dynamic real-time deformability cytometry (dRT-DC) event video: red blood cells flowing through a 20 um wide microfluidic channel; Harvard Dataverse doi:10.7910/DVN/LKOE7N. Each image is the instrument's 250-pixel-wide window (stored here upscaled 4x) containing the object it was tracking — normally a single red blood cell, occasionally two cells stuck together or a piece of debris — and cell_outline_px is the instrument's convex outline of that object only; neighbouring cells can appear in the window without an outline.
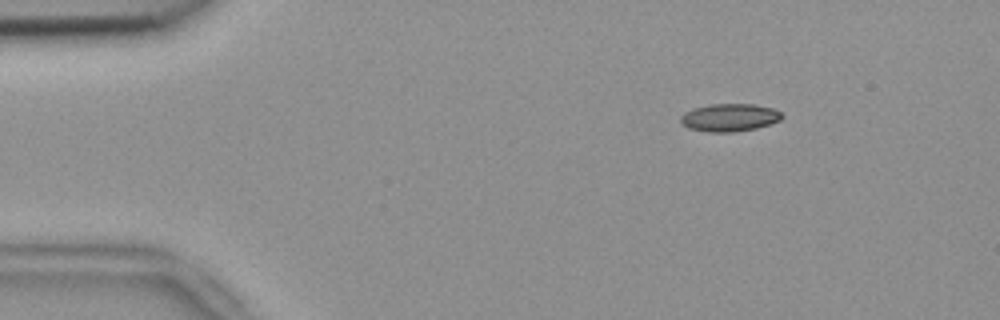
{"species": "common noctule bat (a hibernating species)", "species_latin": "Nyctalus noctula", "temperature_condition": "room temperature", "stored_images_in_passage": 54, "camera_frame_rate_fps": 3000, "um_per_image_px": 0.085, "animal": {"sex": "female", "body_mass_g": 18.4}, "frame": {"image": 1, "passage_image": 8, "time_ms": 2.333, "image_size_px": [1000, 320], "cell_outline_px": [[784, 116], [780, 120], [756, 128], [736, 132], [708, 132], [688, 128], [680, 124], [680, 116], [684, 112], [692, 108], [708, 104], [752, 104], [772, 108], [780, 112]], "centroid_in_image_um": [61.95, 9.99], "position_along_channel_um": 23.0, "area_um2": 16.53}}
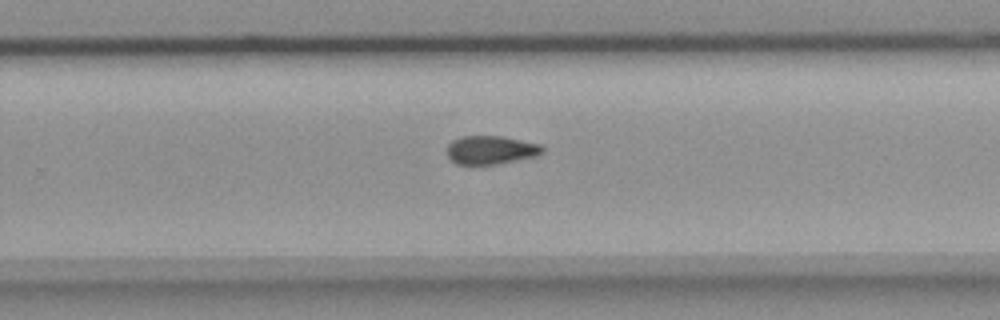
{"frame": {"image": 2, "passage_image": 35, "time_ms": 11.333, "image_size_px": [1000, 320], "cell_outline_px": [[544, 152], [536, 156], [476, 168], [456, 164], [448, 156], [448, 144], [452, 140], [460, 136], [504, 136], [544, 144]], "centroid_in_image_um": [41.73, 12.77], "position_along_channel_um": 288.1, "area_um2": 16.59}}
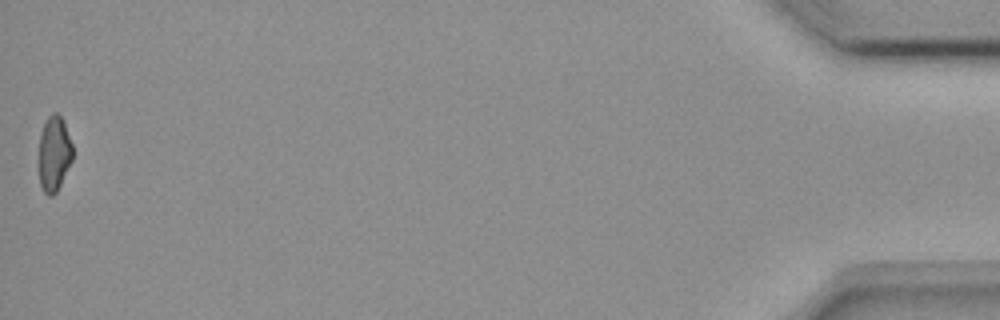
{"frame": {"image": 3, "passage_image": 54, "time_ms": 17.667, "image_size_px": [1000, 320], "cell_outline_px": [[72, 160], [56, 192], [52, 196], [48, 196], [44, 192], [40, 184], [40, 136], [44, 124], [48, 116], [52, 112], [56, 112], [60, 116], [64, 124], [72, 144]], "centroid_in_image_um": [4.6, 13.06], "position_along_channel_um": 430.6, "area_um2": 14.39}, "authors_computed_cell_mechanics": {"area_um2": 16.2996, "velocity_mm_per_s": 3.7724, "shape_relaxation_time_tau1_ms": null, "shape_relaxation_time_tau2_ms": 10.4015, "deformation_change_tau1": null, "deformation_change_tau2": 0.1576}}